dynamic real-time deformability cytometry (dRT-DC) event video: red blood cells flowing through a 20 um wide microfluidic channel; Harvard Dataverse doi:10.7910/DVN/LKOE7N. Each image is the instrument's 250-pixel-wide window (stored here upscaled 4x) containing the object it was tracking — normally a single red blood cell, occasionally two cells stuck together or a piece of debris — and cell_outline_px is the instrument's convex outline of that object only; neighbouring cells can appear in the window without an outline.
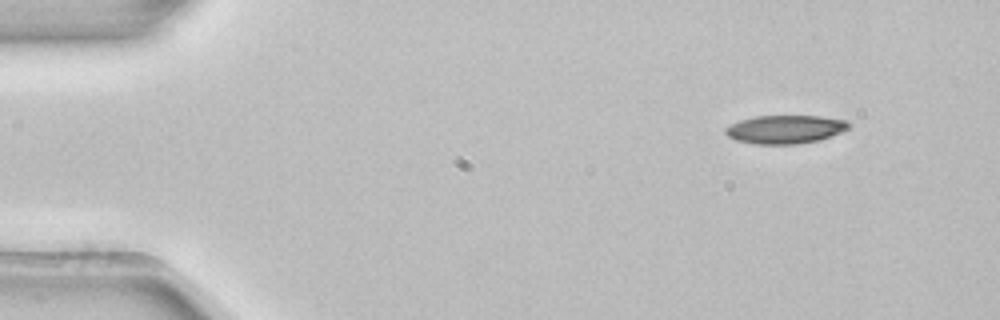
{"species": "common noctule bat (a hibernating species)", "species_latin": "Nyctalus noctula", "temperature_condition": "room temperature", "stored_images_in_passage": 3, "camera_frame_rate_fps": 3000, "um_per_image_px": 0.085, "animal": {"sex": "female", "body_mass_g": 22.7, "forearm_length_mm": 54.2}, "frame": {"image": 1, "passage_image": 1, "time_ms": 0.0, "image_size_px": [1000, 320], "cell_outline_px": [[852, 124], [848, 128], [840, 132], [820, 140], [800, 144], [756, 144], [736, 140], [728, 136], [724, 132], [724, 128], [740, 120], [756, 116], [820, 116], [848, 120]], "centroid_in_image_um": [66.76, 10.99], "position_along_channel_um": 18.2, "area_um2": 20.46}}